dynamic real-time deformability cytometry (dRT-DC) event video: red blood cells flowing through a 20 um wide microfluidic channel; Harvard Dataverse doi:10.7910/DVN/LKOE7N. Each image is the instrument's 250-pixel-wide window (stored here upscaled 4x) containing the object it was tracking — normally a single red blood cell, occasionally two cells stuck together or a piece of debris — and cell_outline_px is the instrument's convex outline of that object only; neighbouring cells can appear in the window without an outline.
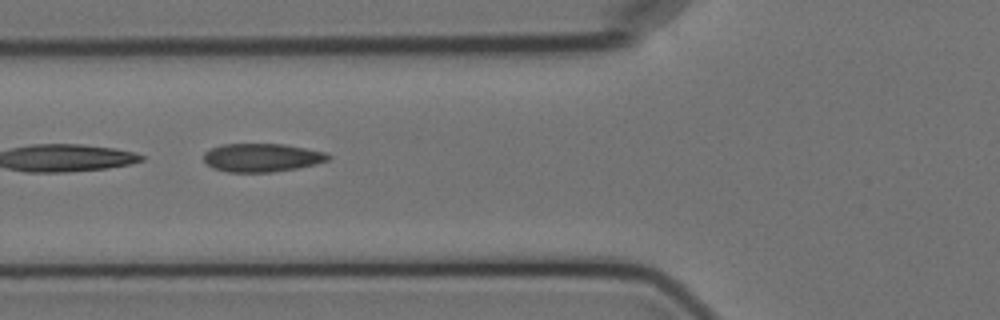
{"species": "Egyptian fruit bat (a non-hibernating species)", "species_latin": "Rousettus aegyptiacus", "temperature_condition": "cold", "stored_images_in_passage": 4, "camera_frame_rate_fps": 3000, "um_per_image_px": 0.085, "animal": {"sex": "female"}, "frame": {"image": 1, "passage_image": 4, "time_ms": 3.667, "image_size_px": [1000, 320], "cell_outline_px": [[332, 156], [328, 160], [316, 164], [296, 168], [272, 172], [228, 172], [212, 168], [204, 160], [204, 152], [212, 148], [224, 144], [284, 144], [328, 152]], "centroid_in_image_um": [22.29, 13.39], "position_along_channel_um": 103.5, "area_um2": 20.63}}